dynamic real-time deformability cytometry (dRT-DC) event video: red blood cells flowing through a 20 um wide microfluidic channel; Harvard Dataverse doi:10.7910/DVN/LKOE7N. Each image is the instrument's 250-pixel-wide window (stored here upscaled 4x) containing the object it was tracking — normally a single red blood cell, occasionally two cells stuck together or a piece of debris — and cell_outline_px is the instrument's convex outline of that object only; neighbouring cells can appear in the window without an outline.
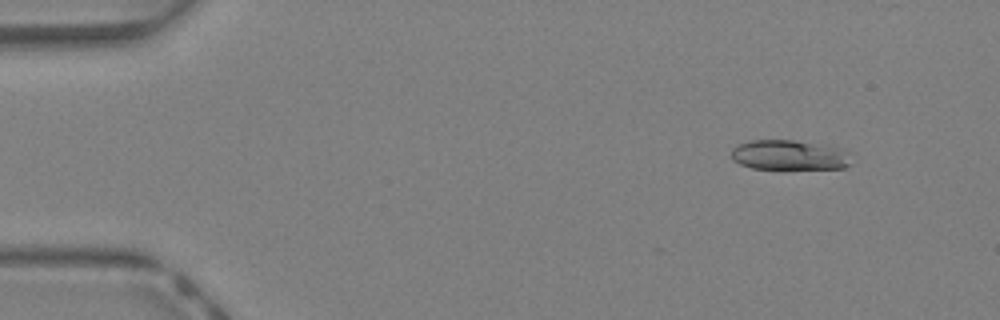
{"species": "Egyptian fruit bat (a non-hibernating species)", "species_latin": "Rousettus aegyptiacus", "temperature_condition": "warm", "stored_images_in_passage": 11, "camera_frame_rate_fps": 3000, "um_per_image_px": 0.085, "animal": {"sex": "female"}, "frame": {"image": 1, "passage_image": 5, "time_ms": 1.333, "image_size_px": [1000, 320], "cell_outline_px": [[852, 164], [844, 168], [752, 168], [740, 164], [732, 160], [732, 148], [736, 144], [752, 140], [792, 140], [840, 148], [848, 152]], "centroid_in_image_um": [67.07, 13.17], "position_along_channel_um": 17.9, "area_um2": 20.75}}